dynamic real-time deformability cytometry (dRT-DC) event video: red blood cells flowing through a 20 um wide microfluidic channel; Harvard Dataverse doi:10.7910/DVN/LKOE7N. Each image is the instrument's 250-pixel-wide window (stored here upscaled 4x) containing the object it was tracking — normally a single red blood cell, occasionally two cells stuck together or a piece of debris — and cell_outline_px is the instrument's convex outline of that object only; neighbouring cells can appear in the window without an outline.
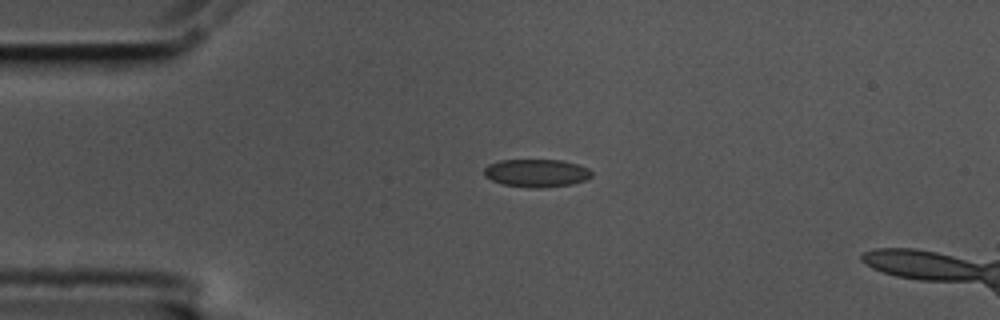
{"species": "common noctule bat (a hibernating species)", "species_latin": "Nyctalus noctula", "temperature_condition": "cold", "stored_images_in_passage": 5, "camera_frame_rate_fps": 3000, "um_per_image_px": 0.085, "animal": {"sex": "male", "body_mass_g": 17.5, "forearm_length_mm": 52.3}, "frame": {"image": 1, "passage_image": 3, "time_ms": 0.667, "image_size_px": [1000, 320], "cell_outline_px": [[592, 176], [584, 180], [572, 184], [540, 188], [528, 188], [504, 184], [492, 180], [484, 176], [484, 168], [488, 164], [500, 160], [564, 160], [588, 168], [592, 172]], "centroid_in_image_um": [45.59, 14.71], "position_along_channel_um": 39.4, "area_um2": 17.51}}